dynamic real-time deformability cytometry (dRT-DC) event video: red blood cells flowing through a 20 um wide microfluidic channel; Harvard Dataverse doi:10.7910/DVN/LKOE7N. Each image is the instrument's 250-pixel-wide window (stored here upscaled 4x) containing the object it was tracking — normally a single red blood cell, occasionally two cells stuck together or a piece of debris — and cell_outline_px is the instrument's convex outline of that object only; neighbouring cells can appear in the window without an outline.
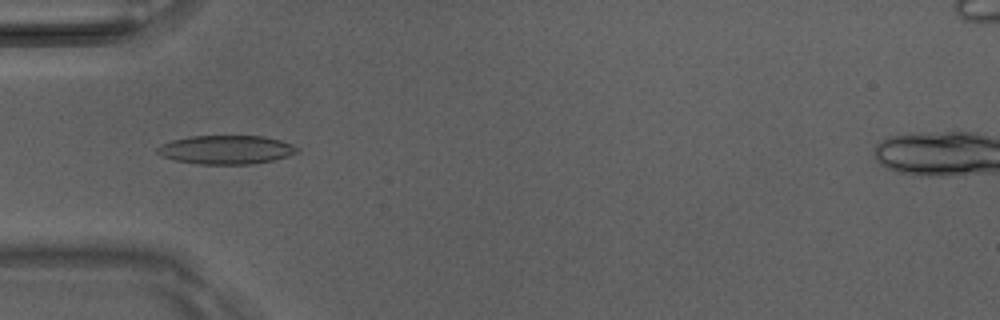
{"species": "Egyptian fruit bat (a non-hibernating species)", "species_latin": "Rousettus aegyptiacus", "temperature_condition": "room temperature", "stored_images_in_passage": 47, "camera_frame_rate_fps": 3000, "um_per_image_px": 0.085, "animal": {"sex": "male"}, "frame": {"image": 1, "passage_image": 13, "time_ms": 4.0, "image_size_px": [1000, 320], "cell_outline_px": [[300, 152], [288, 156], [272, 160], [252, 164], [200, 164], [172, 160], [160, 156], [156, 152], [156, 148], [160, 144], [172, 140], [192, 136], [264, 136], [280, 140], [292, 144], [300, 148]], "centroid_in_image_um": [19.21, 12.73], "position_along_channel_um": 65.8, "area_um2": 23.64}}
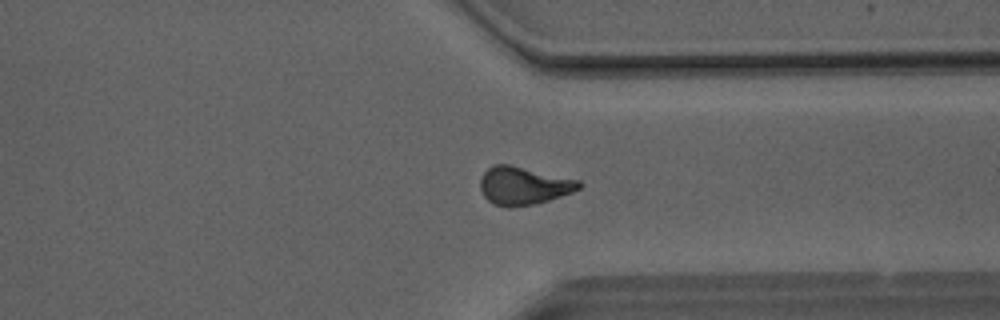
{"frame": {"image": 2, "passage_image": 35, "time_ms": 11.333, "image_size_px": [1000, 320], "cell_outline_px": [[584, 184], [580, 188], [572, 192], [548, 200], [532, 204], [512, 208], [508, 208], [492, 204], [484, 196], [480, 188], [480, 180], [484, 172], [488, 168], [496, 164], [508, 164], [580, 180]], "centroid_in_image_um": [44.49, 15.79], "position_along_channel_um": 366.9, "area_um2": 21.85}}
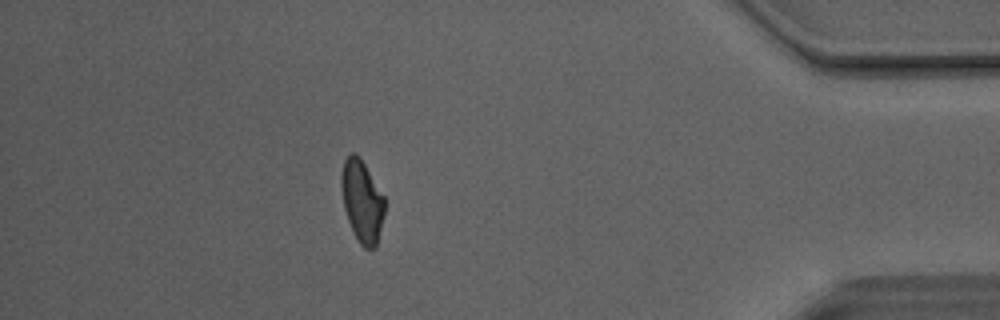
{"frame": {"image": 3, "passage_image": 41, "time_ms": 13.333, "image_size_px": [1000, 320], "cell_outline_px": [[384, 216], [376, 248], [364, 248], [360, 244], [348, 220], [344, 208], [340, 188], [340, 176], [344, 160], [352, 152], [364, 164], [384, 196]], "centroid_in_image_um": [30.76, 17.12], "position_along_channel_um": 404.4, "area_um2": 20.46}, "authors_computed_cell_mechanics": {"area_um2": 21.386, "velocity_mm_per_s": 4.1171, "shape_relaxation_time_tau1_ms": 6.1572, "shape_relaxation_time_tau2_ms": 2.108, "deformation_change_tau1": 0.1722, "deformation_change_tau2": 0.0836}}